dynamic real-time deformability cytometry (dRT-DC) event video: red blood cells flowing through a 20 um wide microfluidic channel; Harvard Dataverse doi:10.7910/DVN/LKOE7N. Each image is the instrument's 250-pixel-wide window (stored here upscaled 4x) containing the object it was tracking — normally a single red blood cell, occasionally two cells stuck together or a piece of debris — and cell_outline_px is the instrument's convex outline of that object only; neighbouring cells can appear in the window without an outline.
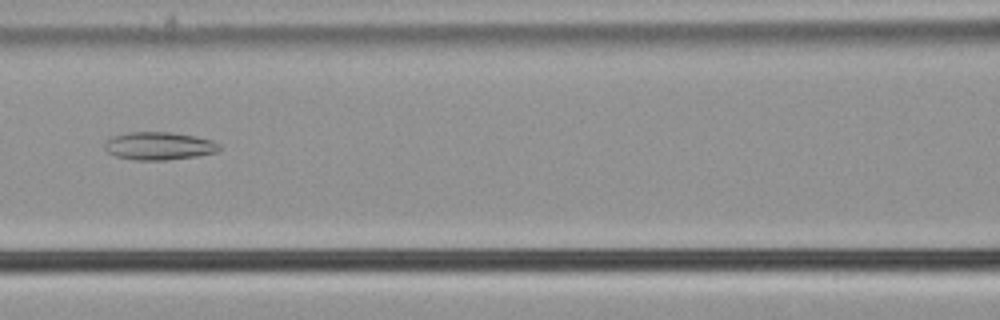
{"species": "common noctule bat (a hibernating species)", "species_latin": "Nyctalus noctula", "temperature_condition": "cold", "stored_images_in_passage": 38, "camera_frame_rate_fps": 3000, "um_per_image_px": 0.085, "animal": {"sex": "male", "body_mass_g": 21.5, "forearm_length_mm": 52.0}, "frame": {"image": 1, "passage_image": 8, "time_ms": 2.333, "image_size_px": [1000, 320], "cell_outline_px": [[220, 148], [216, 152], [196, 156], [168, 160], [136, 160], [116, 156], [108, 152], [104, 148], [104, 144], [112, 136], [128, 132], [172, 132], [196, 136], [212, 140], [220, 144]], "centroid_in_image_um": [13.52, 12.4], "position_along_channel_um": 153.1, "area_um2": 18.67}}
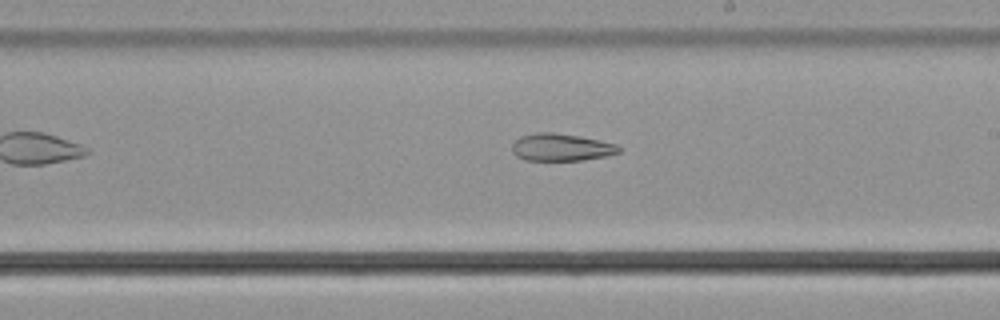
{"frame": {"image": 2, "passage_image": 15, "time_ms": 4.667, "image_size_px": [1000, 320], "cell_outline_px": [[620, 152], [608, 156], [580, 160], [524, 160], [516, 156], [512, 152], [512, 144], [520, 136], [536, 132], [552, 132], [580, 136], [616, 144], [620, 148]], "centroid_in_image_um": [47.68, 12.52], "position_along_channel_um": 241.3, "area_um2": 17.05}}
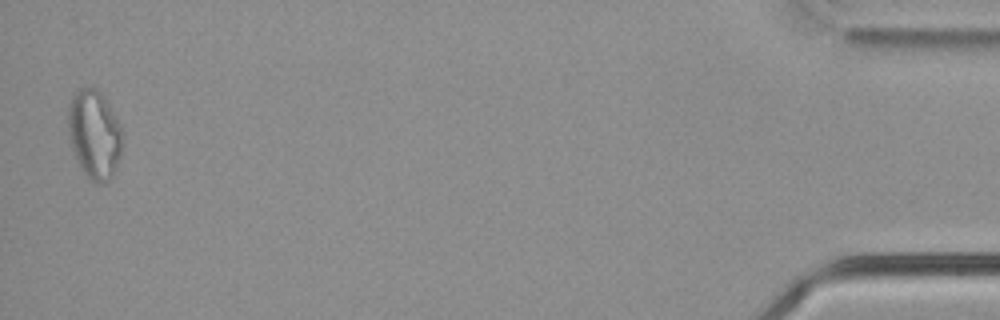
{"frame": {"image": 3, "passage_image": 37, "time_ms": 12.0, "image_size_px": [1000, 320], "cell_outline_px": [[124, 132], [120, 156], [116, 168], [112, 176], [108, 180], [100, 184], [88, 180], [80, 168], [72, 148], [68, 128], [68, 104], [72, 96], [80, 88], [96, 88], [104, 96]], "centroid_in_image_um": [8.03, 11.44], "position_along_channel_um": 427.2, "area_um2": 28.26}, "authors_computed_cell_mechanics": {"area_um2": 19.7098, "velocity_mm_per_s": 3.7934, "shape_relaxation_time_tau1_ms": null, "shape_relaxation_time_tau2_ms": 7.1812, "deformation_change_tau1": null, "deformation_change_tau2": 0.1734}}